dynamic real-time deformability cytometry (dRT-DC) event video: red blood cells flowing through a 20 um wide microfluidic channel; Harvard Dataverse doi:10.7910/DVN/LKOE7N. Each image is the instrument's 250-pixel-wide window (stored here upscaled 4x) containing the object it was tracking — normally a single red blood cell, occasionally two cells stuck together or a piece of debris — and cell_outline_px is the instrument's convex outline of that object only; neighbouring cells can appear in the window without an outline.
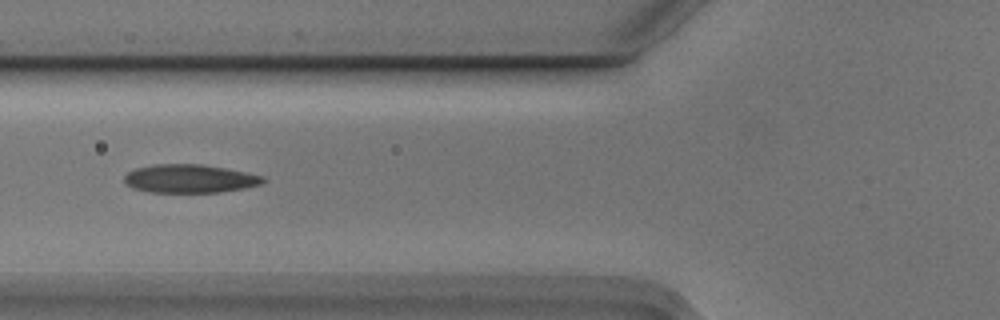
{"species": "Egyptian fruit bat (a non-hibernating species)", "species_latin": "Rousettus aegyptiacus", "temperature_condition": "cold", "stored_images_in_passage": 7, "camera_frame_rate_fps": 3000, "um_per_image_px": 0.085, "animal": {"sex": "male"}, "frame": {"image": 1, "passage_image": 5, "time_ms": 1.333, "image_size_px": [1000, 320], "cell_outline_px": [[264, 180], [260, 184], [244, 188], [220, 192], [148, 192], [132, 188], [124, 184], [124, 176], [128, 172], [136, 168], [152, 164], [200, 164], [224, 168], [264, 176]], "centroid_in_image_um": [16.06, 15.18], "position_along_channel_um": 109.7, "area_um2": 22.89}}
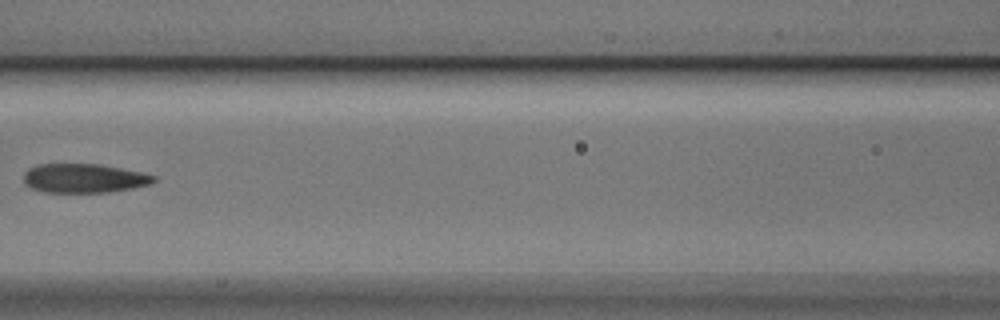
{"frame": {"image": 2, "passage_image": 6, "time_ms": 1.667, "image_size_px": [1000, 320], "cell_outline_px": [[156, 180], [152, 184], [132, 188], [108, 192], [44, 192], [32, 188], [24, 184], [24, 172], [28, 168], [40, 164], [100, 164], [140, 172], [156, 176]], "centroid_in_image_um": [7.13, 15.15], "position_along_channel_um": 159.5, "area_um2": 22.02}}
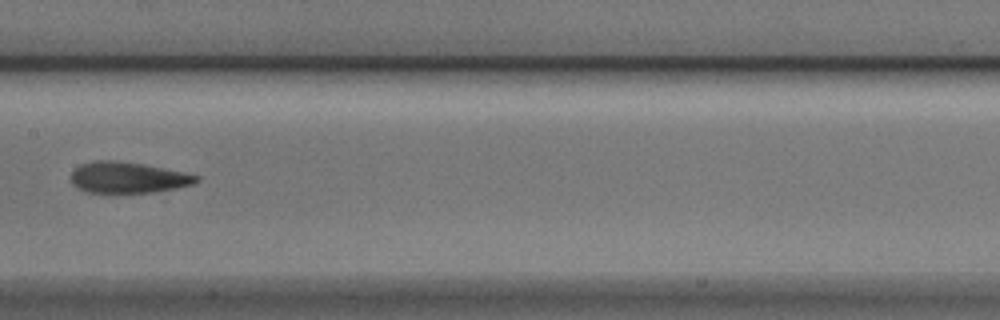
{"frame": {"image": 3, "passage_image": 7, "time_ms": 2.0, "image_size_px": [1000, 320], "cell_outline_px": [[200, 180], [192, 184], [152, 192], [84, 192], [76, 188], [72, 184], [72, 172], [80, 164], [96, 160], [112, 160], [140, 164], [184, 172], [200, 176]], "centroid_in_image_um": [10.83, 15.09], "position_along_channel_um": 196.6, "area_um2": 22.31}}